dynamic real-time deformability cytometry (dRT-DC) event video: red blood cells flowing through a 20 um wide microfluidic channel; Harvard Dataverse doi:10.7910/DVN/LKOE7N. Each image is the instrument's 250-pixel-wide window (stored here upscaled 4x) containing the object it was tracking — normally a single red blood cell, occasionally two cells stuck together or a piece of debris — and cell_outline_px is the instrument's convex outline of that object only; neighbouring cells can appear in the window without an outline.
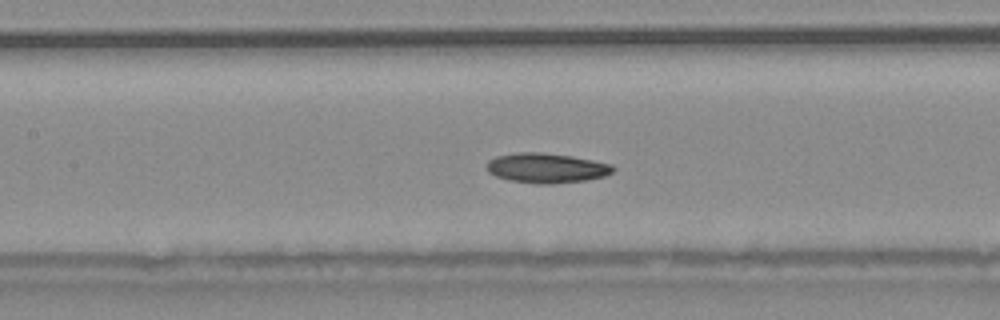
{"species": "common noctule bat (a hibernating species)", "species_latin": "Nyctalus noctula", "temperature_condition": "warm", "stored_images_in_passage": 52, "camera_frame_rate_fps": 3000, "um_per_image_px": 0.085, "animal": {"sex": "male", "body_mass_g": 20.4}, "frame": {"image": 1, "passage_image": 23, "time_ms": 7.333, "image_size_px": [1000, 320], "cell_outline_px": [[616, 168], [612, 172], [604, 176], [584, 180], [552, 184], [536, 184], [508, 180], [496, 176], [488, 172], [484, 168], [488, 160], [496, 156], [520, 152], [540, 152], [572, 156], [612, 164]], "centroid_in_image_um": [46.41, 14.28], "position_along_channel_um": 161.0, "area_um2": 22.08}}